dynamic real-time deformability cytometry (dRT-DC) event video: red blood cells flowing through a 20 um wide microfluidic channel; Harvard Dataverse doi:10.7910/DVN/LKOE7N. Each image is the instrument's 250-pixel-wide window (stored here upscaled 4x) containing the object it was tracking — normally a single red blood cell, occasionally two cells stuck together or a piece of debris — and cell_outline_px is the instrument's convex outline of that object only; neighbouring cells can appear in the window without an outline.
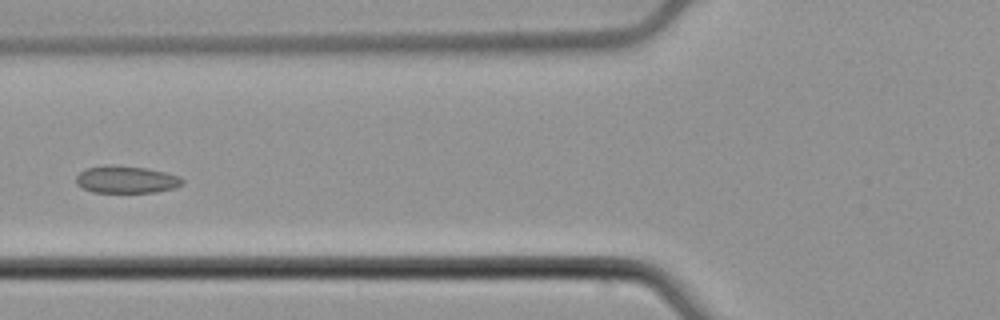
{"species": "common noctule bat (a hibernating species)", "species_latin": "Nyctalus noctula", "temperature_condition": "cold", "stored_images_in_passage": 6, "camera_frame_rate_fps": 3000, "um_per_image_px": 0.085, "animal": {"sex": "male", "body_mass_g": 21.5, "forearm_length_mm": 52.0}, "frame": {"image": 1, "passage_image": 5, "time_ms": 1.333, "image_size_px": [1000, 320], "cell_outline_px": [[184, 184], [176, 188], [156, 192], [92, 192], [76, 184], [76, 176], [84, 168], [112, 164], [148, 168], [180, 176], [184, 180]], "centroid_in_image_um": [10.75, 15.25], "position_along_channel_um": 115.0, "area_um2": 17.11}}
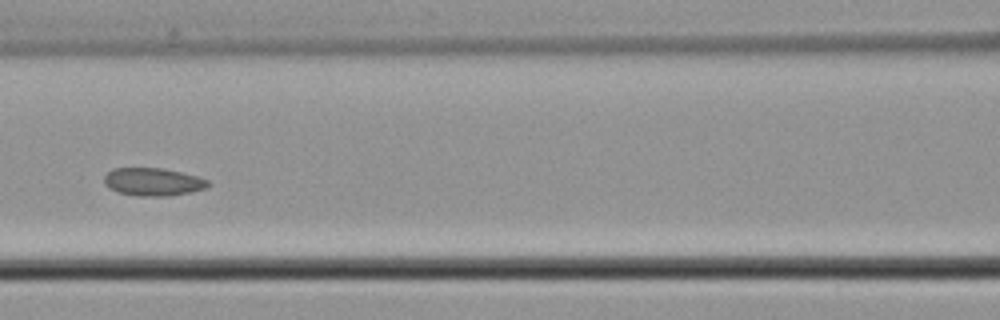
{"frame": {"image": 2, "passage_image": 6, "time_ms": 1.667, "image_size_px": [1000, 320], "cell_outline_px": [[208, 188], [192, 192], [168, 196], [140, 196], [120, 192], [108, 188], [104, 184], [104, 176], [112, 168], [164, 168], [196, 176], [208, 180]], "centroid_in_image_um": [13.0, 15.45], "position_along_channel_um": 153.6, "area_um2": 16.88}}